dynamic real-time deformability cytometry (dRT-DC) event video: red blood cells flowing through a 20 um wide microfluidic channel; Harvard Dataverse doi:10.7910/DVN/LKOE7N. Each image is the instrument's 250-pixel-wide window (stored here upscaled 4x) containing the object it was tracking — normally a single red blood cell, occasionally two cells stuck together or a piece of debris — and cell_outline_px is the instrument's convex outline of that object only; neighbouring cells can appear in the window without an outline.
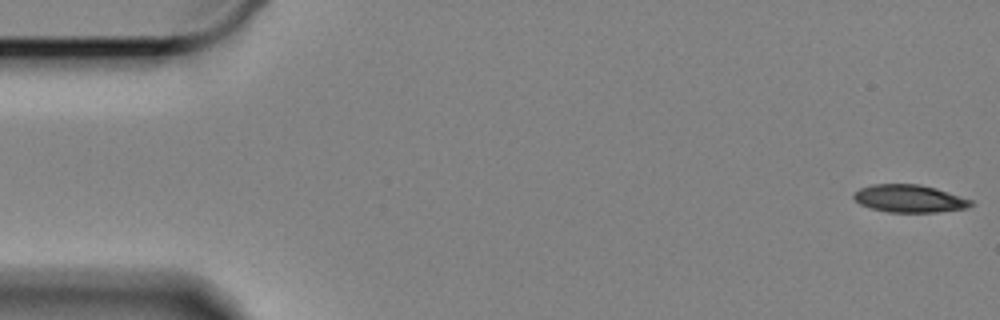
{"species": "Egyptian fruit bat (a non-hibernating species)", "species_latin": "Rousettus aegyptiacus", "temperature_condition": "cold", "stored_images_in_passage": 18, "camera_frame_rate_fps": 3000, "um_per_image_px": 0.085, "animal": {"sex": "female"}, "frame": {"image": 1, "passage_image": 1, "time_ms": 0.0, "image_size_px": [1000, 320], "cell_outline_px": [[976, 204], [968, 208], [936, 212], [888, 212], [872, 208], [860, 204], [852, 196], [860, 188], [872, 184], [920, 184], [936, 188], [972, 200]], "centroid_in_image_um": [77.34, 16.88], "position_along_channel_um": 7.7, "area_um2": 18.84}}
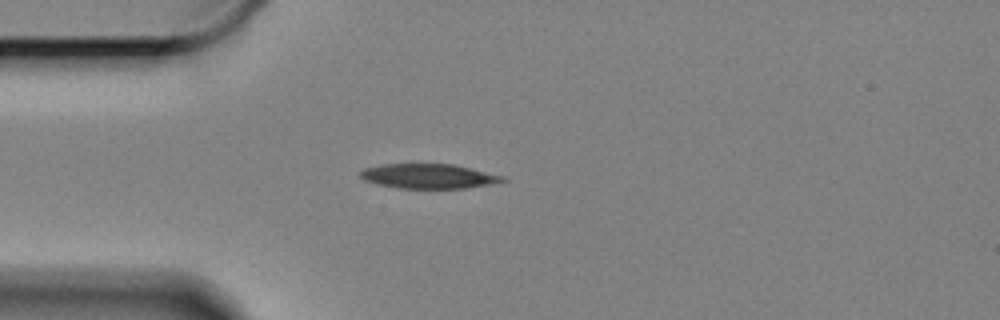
{"frame": {"image": 2, "passage_image": 15, "time_ms": 4.667, "image_size_px": [1000, 320], "cell_outline_px": [[508, 180], [488, 184], [464, 188], [400, 188], [376, 184], [364, 180], [360, 176], [360, 172], [364, 168], [380, 164], [456, 164], [504, 176]], "centroid_in_image_um": [36.41, 14.96], "position_along_channel_um": 48.6, "area_um2": 20.4}}